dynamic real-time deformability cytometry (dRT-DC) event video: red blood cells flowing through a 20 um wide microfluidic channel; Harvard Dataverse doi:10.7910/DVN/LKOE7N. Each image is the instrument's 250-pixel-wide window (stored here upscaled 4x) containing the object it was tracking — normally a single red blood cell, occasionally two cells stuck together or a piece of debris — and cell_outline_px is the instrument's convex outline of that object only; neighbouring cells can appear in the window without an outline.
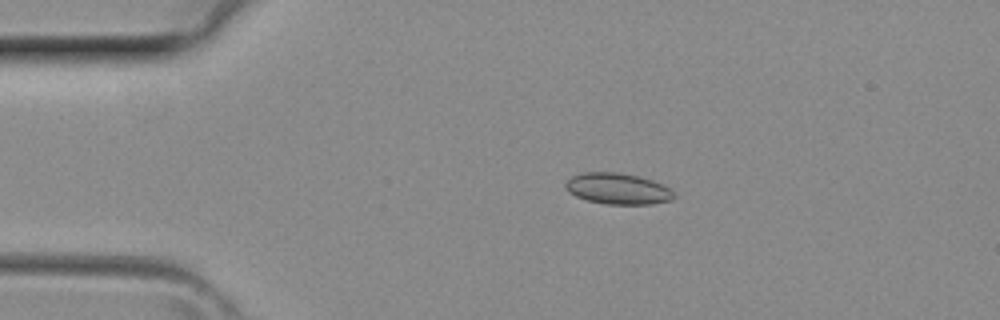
{"species": "common noctule bat (a hibernating species)", "species_latin": "Nyctalus noctula", "temperature_condition": "room temperature", "stored_images_in_passage": 4, "camera_frame_rate_fps": 3000, "um_per_image_px": 0.085, "animal": {"sex": "female", "body_mass_g": 29.2, "forearm_length_mm": 56.3}, "frame": {"image": 1, "passage_image": 3, "time_ms": 0.667, "image_size_px": [1000, 320], "cell_outline_px": [[676, 196], [672, 200], [652, 204], [608, 204], [588, 200], [576, 196], [568, 192], [564, 188], [564, 184], [572, 176], [584, 172], [616, 172], [636, 176], [652, 180], [668, 188]], "centroid_in_image_um": [52.48, 16.04], "position_along_channel_um": 32.5, "area_um2": 19.48}}